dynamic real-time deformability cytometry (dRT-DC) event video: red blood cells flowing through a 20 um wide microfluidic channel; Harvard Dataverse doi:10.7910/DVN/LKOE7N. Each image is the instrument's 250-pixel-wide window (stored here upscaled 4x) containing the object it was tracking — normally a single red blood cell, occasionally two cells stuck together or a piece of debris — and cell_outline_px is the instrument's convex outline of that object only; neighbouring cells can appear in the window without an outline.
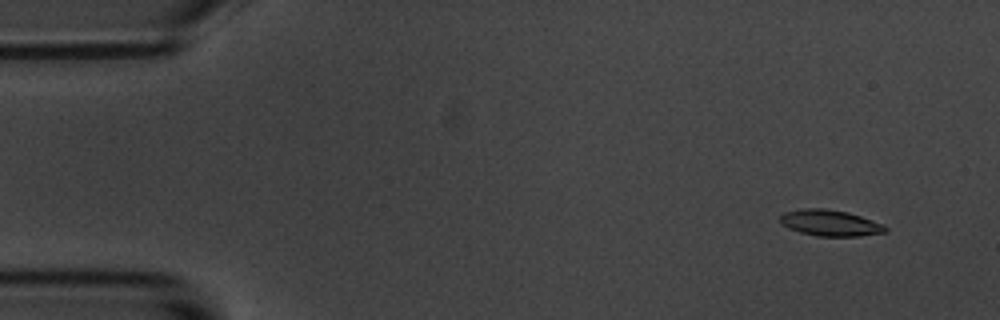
{"species": "common noctule bat (a hibernating species)", "species_latin": "Nyctalus noctula", "temperature_condition": "room temperature", "stored_images_in_passage": 57, "camera_frame_rate_fps": 3000, "um_per_image_px": 0.085, "animal": {"sex": "male", "body_mass_g": 20.1, "forearm_length_mm": 53.5}, "frame": {"image": 1, "passage_image": 5, "time_ms": 1.333, "image_size_px": [1000, 320], "cell_outline_px": [[888, 232], [860, 236], [816, 236], [800, 232], [788, 228], [780, 220], [780, 216], [784, 212], [804, 208], [824, 208], [848, 212], [884, 224], [888, 228]], "centroid_in_image_um": [70.6, 18.95], "position_along_channel_um": 14.4, "area_um2": 16.07}}
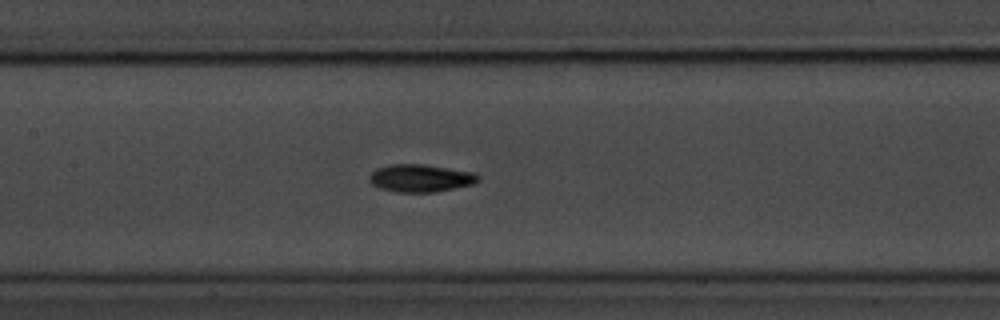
{"frame": {"image": 2, "passage_image": 27, "time_ms": 8.667, "image_size_px": [1000, 320], "cell_outline_px": [[480, 180], [472, 184], [436, 192], [396, 192], [380, 188], [372, 184], [368, 180], [368, 176], [376, 168], [388, 164], [424, 164], [476, 172], [480, 176]], "centroid_in_image_um": [35.74, 15.13], "position_along_channel_um": 171.7, "area_um2": 17.74}}
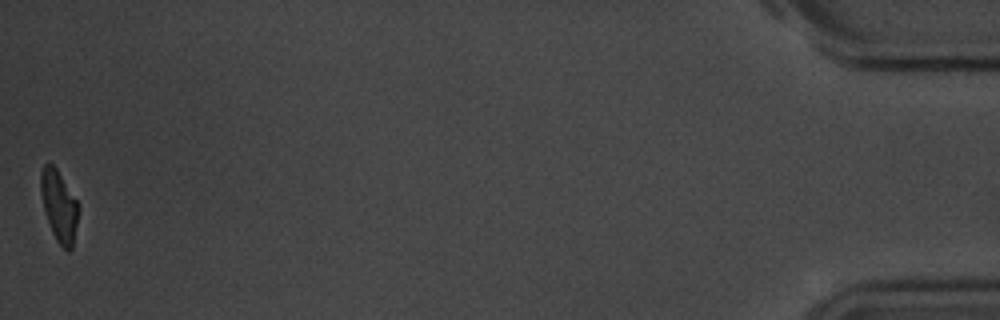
{"frame": {"image": 3, "passage_image": 57, "time_ms": 18.667, "image_size_px": [1000, 320], "cell_outline_px": [[80, 208], [72, 248], [68, 252], [56, 240], [52, 232], [44, 208], [40, 188], [40, 172], [44, 164], [52, 164], [56, 168], [80, 204]], "centroid_in_image_um": [5.04, 17.5], "position_along_channel_um": 430.2, "area_um2": 15.61}, "authors_computed_cell_mechanics": {"area_um2": 16.2418, "velocity_mm_per_s": 3.555, "shape_relaxation_time_tau1_ms": 2.8356, "shape_relaxation_time_tau2_ms": 5.5588, "deformation_change_tau1": 0.1406, "deformation_change_tau2": 0.1097}}